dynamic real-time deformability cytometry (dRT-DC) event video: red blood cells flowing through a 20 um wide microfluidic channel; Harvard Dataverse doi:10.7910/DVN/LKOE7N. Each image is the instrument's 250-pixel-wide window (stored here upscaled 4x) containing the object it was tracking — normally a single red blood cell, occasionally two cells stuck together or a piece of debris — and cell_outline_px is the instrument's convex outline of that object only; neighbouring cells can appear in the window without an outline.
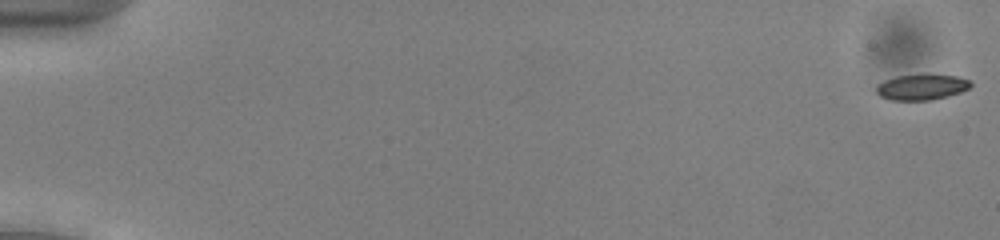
{"species": "common noctule bat (a hibernating species)", "species_latin": "Nyctalus noctula", "temperature_condition": "cold", "stored_images_in_passage": 54, "camera_frame_rate_fps": 3000, "um_per_image_px": 0.085, "animal": {"sex": "male", "body_mass_g": 13.0, "forearm_length_mm": 53.1}, "frame": {"image": 1, "passage_image": 1, "time_ms": 0.0, "image_size_px": [1000, 240], "cell_outline_px": [[972, 84], [968, 88], [960, 92], [948, 96], [932, 100], [892, 100], [880, 96], [876, 92], [876, 88], [880, 84], [896, 76], [956, 76], [968, 80]], "centroid_in_image_um": [78.34, 7.44], "position_along_channel_um": 6.7, "area_um2": 13.47}}
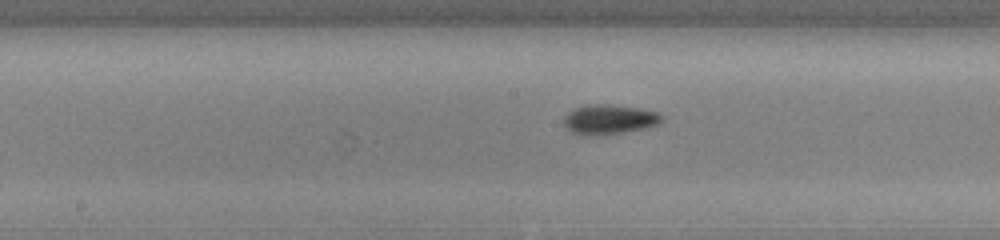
{"frame": {"image": 2, "passage_image": 29, "time_ms": 9.333, "image_size_px": [1000, 240], "cell_outline_px": [[664, 120], [656, 124], [644, 128], [620, 132], [588, 136], [572, 132], [564, 124], [564, 116], [572, 108], [588, 104], [608, 104], [640, 108], [656, 112], [664, 116]], "centroid_in_image_um": [51.76, 10.12], "position_along_channel_um": 196.4, "area_um2": 16.82}}
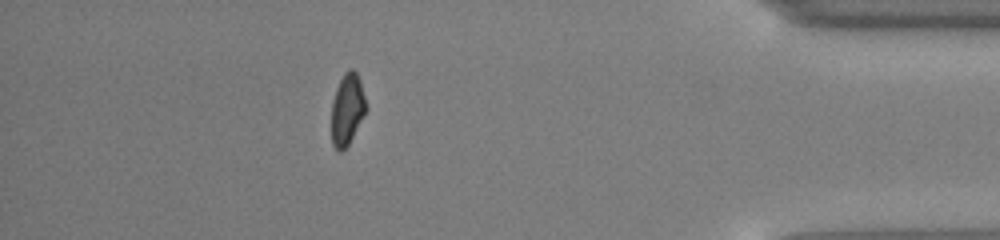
{"frame": {"image": 3, "passage_image": 48, "time_ms": 15.667, "image_size_px": [1000, 240], "cell_outline_px": [[368, 108], [364, 116], [348, 144], [340, 152], [332, 144], [332, 100], [336, 88], [344, 72], [348, 68], [352, 68], [356, 72], [360, 80]], "centroid_in_image_um": [29.53, 9.25], "position_along_channel_um": 405.7, "area_um2": 14.39}, "authors_computed_cell_mechanics": {"area_um2": 15.2881, "velocity_mm_per_s": 3.9488, "shape_relaxation_time_tau1_ms": 7.3317, "shape_relaxation_time_tau2_ms": null, "deformation_change_tau1": 0.1741, "deformation_change_tau2": null}}